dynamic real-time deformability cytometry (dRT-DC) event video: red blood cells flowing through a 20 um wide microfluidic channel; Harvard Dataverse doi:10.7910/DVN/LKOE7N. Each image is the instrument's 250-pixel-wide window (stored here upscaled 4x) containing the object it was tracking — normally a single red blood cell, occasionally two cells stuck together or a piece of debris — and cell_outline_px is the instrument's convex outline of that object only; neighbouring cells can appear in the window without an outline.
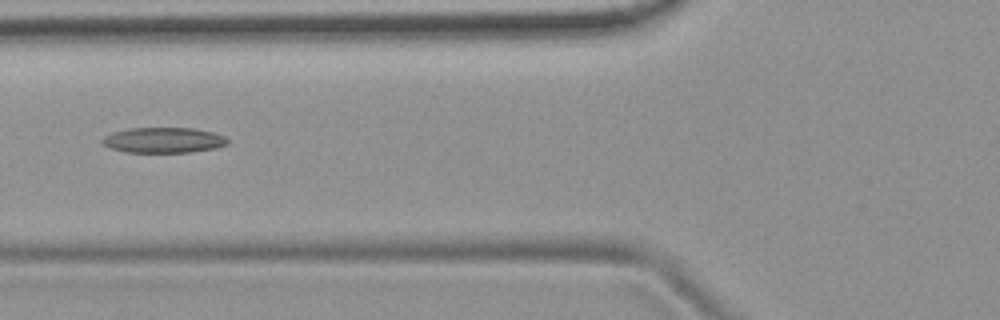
{"species": "common noctule bat (a hibernating species)", "species_latin": "Nyctalus noctula", "temperature_condition": "room temperature", "stored_images_in_passage": 3, "camera_frame_rate_fps": 3000, "um_per_image_px": 0.085, "animal": {"sex": "female", "body_mass_g": 19.9}, "frame": {"image": 1, "passage_image": 3, "time_ms": 0.667, "image_size_px": [1000, 320], "cell_outline_px": [[228, 144], [216, 148], [188, 152], [124, 152], [112, 148], [104, 144], [100, 140], [104, 136], [112, 132], [128, 128], [196, 128], [212, 132], [224, 136], [228, 140]], "centroid_in_image_um": [13.89, 11.9], "position_along_channel_um": 111.9, "area_um2": 18.55}}